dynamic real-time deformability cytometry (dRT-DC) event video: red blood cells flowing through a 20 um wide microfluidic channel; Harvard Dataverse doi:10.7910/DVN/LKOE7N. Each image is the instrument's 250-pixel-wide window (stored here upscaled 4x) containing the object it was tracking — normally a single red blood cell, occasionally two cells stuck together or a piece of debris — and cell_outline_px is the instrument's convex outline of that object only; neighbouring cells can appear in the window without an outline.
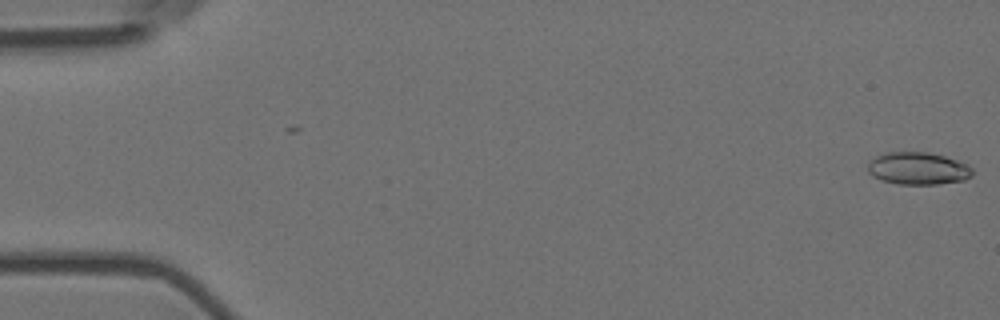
{"species": "Egyptian fruit bat (a non-hibernating species)", "species_latin": "Rousettus aegyptiacus", "temperature_condition": "room temperature", "stored_images_in_passage": 57, "camera_frame_rate_fps": 3000, "um_per_image_px": 0.085, "animal": {"sex": "female"}, "frame": {"image": 1, "passage_image": 1, "time_ms": 0.0, "image_size_px": [1000, 320], "cell_outline_px": [[972, 176], [964, 180], [936, 184], [900, 184], [880, 180], [872, 176], [868, 172], [868, 164], [876, 156], [888, 152], [928, 152], [944, 156], [968, 164], [972, 168]], "centroid_in_image_um": [78.03, 14.32], "position_along_channel_um": 7.0, "area_um2": 19.71}}
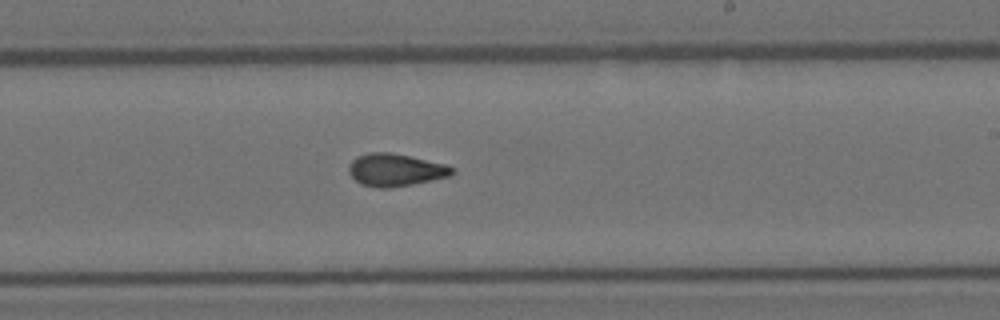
{"frame": {"image": 2, "passage_image": 34, "time_ms": 11.0, "image_size_px": [1000, 320], "cell_outline_px": [[456, 172], [448, 176], [412, 184], [388, 188], [376, 188], [360, 184], [348, 172], [348, 168], [352, 160], [356, 156], [372, 152], [388, 152], [408, 156], [444, 164], [456, 168]], "centroid_in_image_um": [33.59, 14.45], "position_along_channel_um": 255.4, "area_um2": 19.42}}
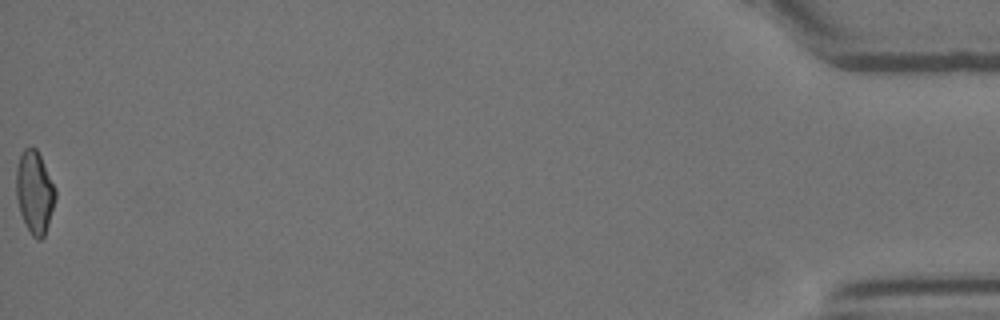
{"frame": {"image": 3, "passage_image": 57, "time_ms": 18.667, "image_size_px": [1000, 320], "cell_outline_px": [[56, 196], [48, 224], [44, 236], [40, 240], [36, 240], [32, 236], [20, 212], [16, 196], [16, 168], [20, 156], [24, 148], [32, 144], [36, 148], [56, 188]], "centroid_in_image_um": [2.94, 16.3], "position_along_channel_um": 432.3, "area_um2": 18.79}, "authors_computed_cell_mechanics": {"area_um2": 19.074, "velocity_mm_per_s": 3.6051, "shape_relaxation_time_tau1_ms": null, "shape_relaxation_time_tau2_ms": 2.3616, "deformation_change_tau1": null, "deformation_change_tau2": 0.0912}}